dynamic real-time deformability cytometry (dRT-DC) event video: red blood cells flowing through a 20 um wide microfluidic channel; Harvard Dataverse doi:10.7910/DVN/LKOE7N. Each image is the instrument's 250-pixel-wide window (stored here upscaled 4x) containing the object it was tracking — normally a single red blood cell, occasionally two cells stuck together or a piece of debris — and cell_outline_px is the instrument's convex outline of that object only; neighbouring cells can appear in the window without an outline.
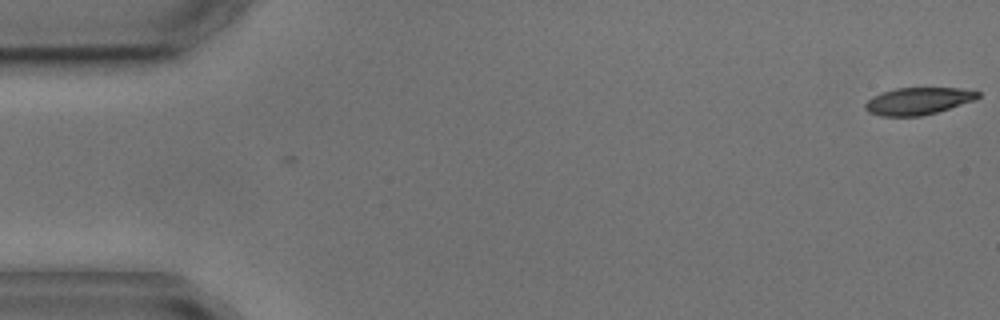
{"species": "common noctule bat (a hibernating species)", "species_latin": "Nyctalus noctula", "temperature_condition": "cold", "stored_images_in_passage": 2, "camera_frame_rate_fps": 3000, "um_per_image_px": 0.085, "animal": {"sex": "male", "body_mass_g": 17.9, "forearm_length_mm": 54.2}, "frame": {"image": 1, "passage_image": 2, "time_ms": 1.333, "image_size_px": [1000, 320], "cell_outline_px": [[980, 96], [976, 100], [936, 112], [920, 116], [880, 116], [868, 112], [864, 108], [864, 104], [872, 96], [896, 88], [960, 88], [980, 92]], "centroid_in_image_um": [78.03, 8.59], "position_along_channel_um": 7.0, "area_um2": 17.8}}